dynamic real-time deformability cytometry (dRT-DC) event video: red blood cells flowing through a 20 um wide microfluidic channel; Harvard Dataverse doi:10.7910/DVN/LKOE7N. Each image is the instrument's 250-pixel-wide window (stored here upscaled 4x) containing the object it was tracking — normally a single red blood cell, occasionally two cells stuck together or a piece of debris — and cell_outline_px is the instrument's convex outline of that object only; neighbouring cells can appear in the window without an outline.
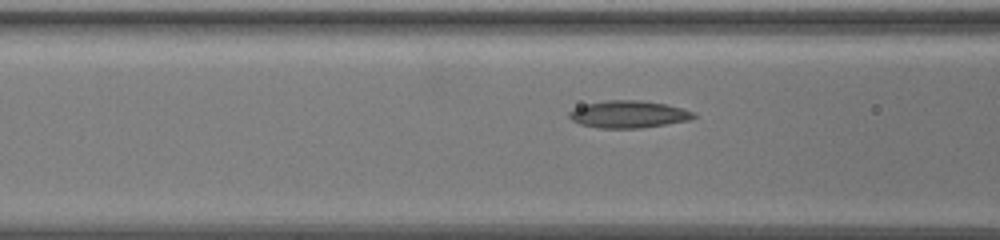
{"species": "common noctule bat (a hibernating species)", "species_latin": "Nyctalus noctula", "temperature_condition": "warm", "stored_images_in_passage": 9, "camera_frame_rate_fps": 3000, "um_per_image_px": 0.085, "animal": {"sex": "female", "body_mass_g": 19.5, "forearm_length_mm": 54.1}, "frame": {"image": 1, "passage_image": 7, "time_ms": 2.0, "image_size_px": [1000, 240], "cell_outline_px": [[696, 116], [688, 120], [640, 128], [600, 128], [580, 124], [572, 120], [568, 116], [568, 112], [576, 108], [588, 104], [604, 100], [640, 100], [664, 104], [696, 112]], "centroid_in_image_um": [53.41, 9.71], "position_along_channel_um": 113.2, "area_um2": 19.48}}